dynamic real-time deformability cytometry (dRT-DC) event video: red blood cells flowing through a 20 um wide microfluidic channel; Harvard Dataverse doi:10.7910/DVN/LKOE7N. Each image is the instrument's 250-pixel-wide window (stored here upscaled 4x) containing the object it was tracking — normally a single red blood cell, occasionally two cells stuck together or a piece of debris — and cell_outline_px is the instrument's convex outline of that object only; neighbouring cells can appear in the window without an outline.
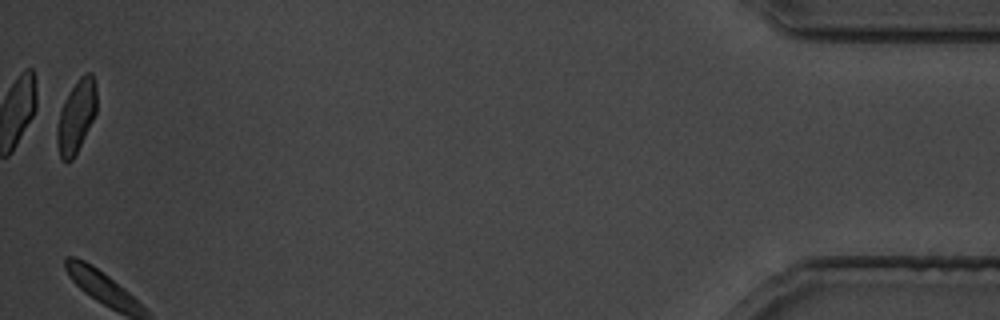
{"species": "common noctule bat (a hibernating species)", "species_latin": "Nyctalus noctula", "temperature_condition": "cold", "stored_images_in_passage": 33, "segment_of_instrument_passage": [2, 2], "camera_frame_rate_fps": 3000, "um_per_image_px": 0.085, "animal": {"sex": "male", "body_mass_g": 19.5, "forearm_length_mm": 54.6}, "frame": {"image": 1, "passage_image": 33, "time_ms": 39.333, "image_size_px": [1000, 320], "cell_outline_px": [[96, 112], [72, 160], [60, 160], [56, 144], [56, 128], [60, 112], [64, 100], [80, 76], [84, 72], [92, 72], [96, 88]], "centroid_in_image_um": [6.46, 9.88], "position_along_channel_um": 428.7, "area_um2": 16.53}}